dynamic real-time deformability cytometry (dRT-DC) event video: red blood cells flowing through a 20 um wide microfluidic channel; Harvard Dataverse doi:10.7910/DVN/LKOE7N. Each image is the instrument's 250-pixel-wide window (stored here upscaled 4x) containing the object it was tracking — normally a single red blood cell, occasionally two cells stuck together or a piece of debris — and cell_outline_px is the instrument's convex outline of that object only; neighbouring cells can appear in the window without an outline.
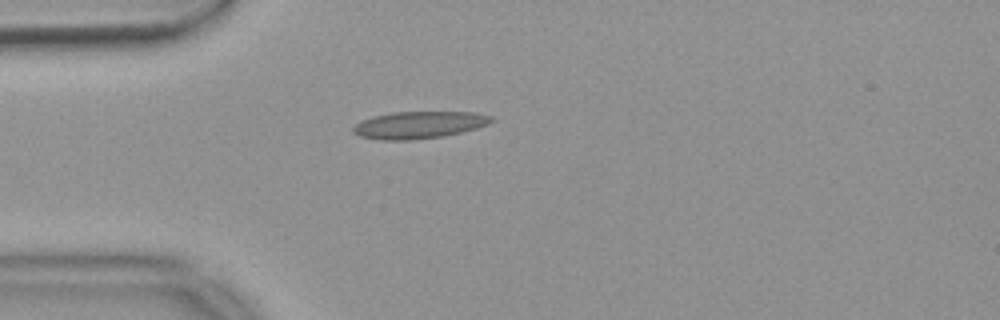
{"species": "common noctule bat (a hibernating species)", "species_latin": "Nyctalus noctula", "temperature_condition": "warm", "stored_images_in_passage": 41, "camera_frame_rate_fps": 3000, "um_per_image_px": 0.085, "animal": {"sex": "female", "body_mass_g": 18.4}, "frame": {"image": 1, "passage_image": 1, "time_ms": 0.0, "image_size_px": [1000, 320], "cell_outline_px": [[496, 120], [488, 124], [476, 128], [444, 136], [412, 140], [380, 140], [360, 136], [352, 132], [352, 128], [360, 120], [372, 116], [392, 112], [476, 112], [492, 116]], "centroid_in_image_um": [35.6, 10.61], "position_along_channel_um": 49.4, "area_um2": 22.02}}
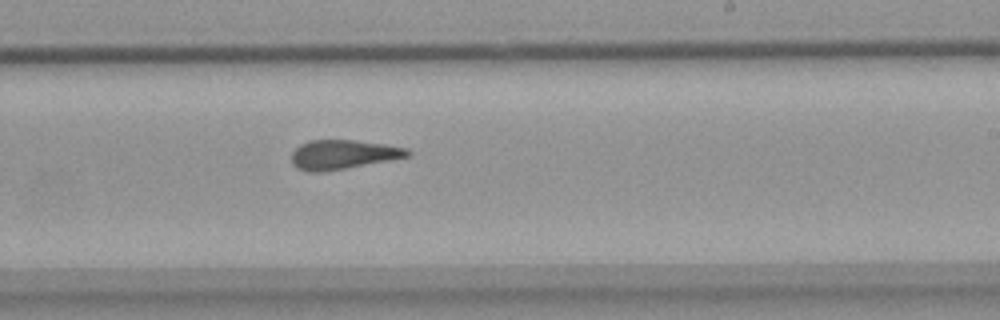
{"frame": {"image": 2, "passage_image": 19, "time_ms": 6.0, "image_size_px": [1000, 320], "cell_outline_px": [[412, 156], [392, 160], [324, 172], [308, 172], [296, 168], [292, 164], [292, 152], [300, 144], [308, 140], [352, 140], [384, 144], [408, 148], [412, 152]], "centroid_in_image_um": [29.17, 13.14], "position_along_channel_um": 259.8, "area_um2": 20.06}}
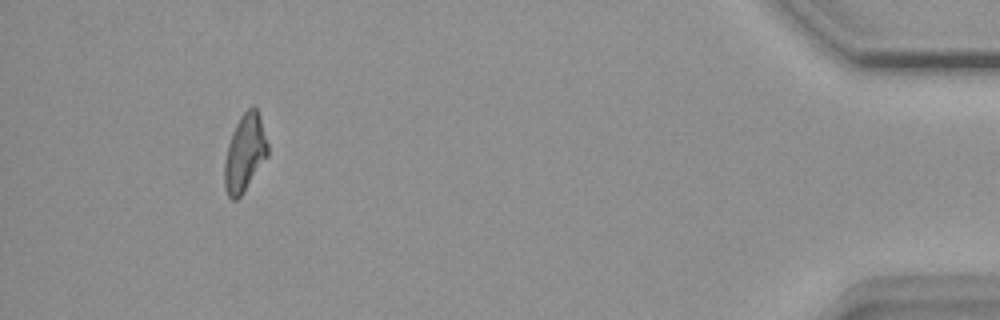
{"frame": {"image": 3, "passage_image": 37, "time_ms": 12.0, "image_size_px": [1000, 320], "cell_outline_px": [[268, 156], [244, 192], [236, 200], [232, 200], [228, 196], [224, 188], [224, 160], [228, 144], [232, 132], [240, 116], [252, 104], [256, 108], [268, 144]], "centroid_in_image_um": [20.79, 13.04], "position_along_channel_um": 414.4, "area_um2": 19.48}, "authors_computed_cell_mechanics": {"area_um2": 20.0566, "velocity_mm_per_s": 3.702, "shape_relaxation_time_tau1_ms": null, "shape_relaxation_time_tau2_ms": 2.4775, "deformation_change_tau1": null, "deformation_change_tau2": 0.1118}}